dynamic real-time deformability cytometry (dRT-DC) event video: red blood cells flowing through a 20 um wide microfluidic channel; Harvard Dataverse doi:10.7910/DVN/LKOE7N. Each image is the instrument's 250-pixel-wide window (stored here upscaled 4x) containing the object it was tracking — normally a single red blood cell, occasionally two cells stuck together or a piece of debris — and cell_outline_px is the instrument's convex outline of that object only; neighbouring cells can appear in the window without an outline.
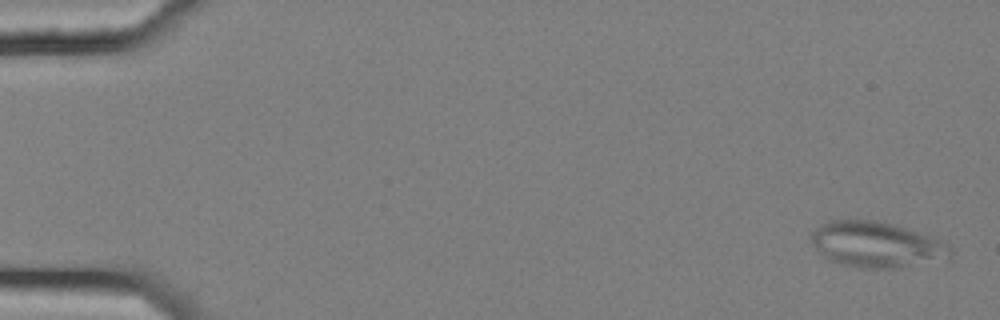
{"species": "common noctule bat (a hibernating species)", "species_latin": "Nyctalus noctula", "temperature_condition": "cold", "stored_images_in_passage": 7, "camera_frame_rate_fps": 3000, "um_per_image_px": 0.085, "animal": {"sex": "female", "body_mass_g": 25.1}, "frame": {"image": 1, "passage_image": 1, "time_ms": 0.0, "image_size_px": [1000, 320], "cell_outline_px": [[952, 256], [892, 268], [860, 268], [840, 264], [828, 260], [812, 244], [812, 232], [820, 224], [828, 220], [880, 220], [896, 224], [940, 240], [952, 248]], "centroid_in_image_um": [74.43, 20.76], "position_along_channel_um": 10.6, "area_um2": 36.59}}